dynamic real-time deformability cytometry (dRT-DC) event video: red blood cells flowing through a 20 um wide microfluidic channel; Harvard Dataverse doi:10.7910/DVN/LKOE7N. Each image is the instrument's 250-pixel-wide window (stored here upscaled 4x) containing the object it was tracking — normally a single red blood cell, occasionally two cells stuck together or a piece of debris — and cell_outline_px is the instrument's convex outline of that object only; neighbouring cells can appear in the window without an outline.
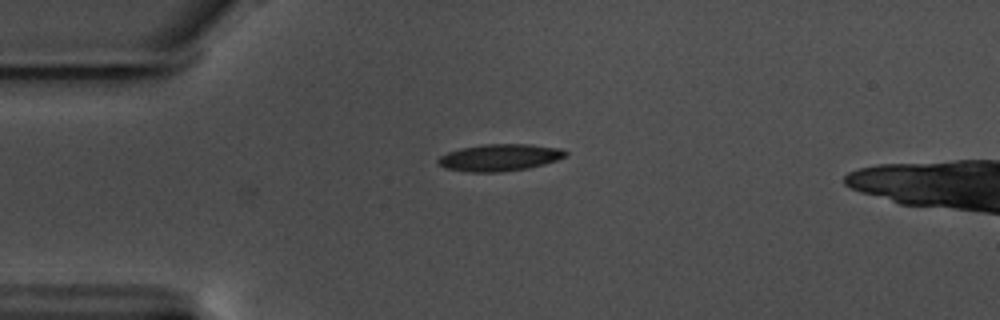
{"species": "common noctule bat (a hibernating species)", "species_latin": "Nyctalus noctula", "temperature_condition": "warm", "stored_images_in_passage": 21, "camera_frame_rate_fps": 3000, "um_per_image_px": 0.085, "animal": {"sex": "male", "body_mass_g": 17.5, "forearm_length_mm": 52.3}, "frame": {"image": 1, "passage_image": 1, "time_ms": 0.0, "image_size_px": [1000, 320], "cell_outline_px": [[568, 156], [544, 164], [528, 168], [500, 172], [468, 172], [444, 168], [436, 164], [436, 160], [440, 156], [448, 152], [460, 148], [484, 144], [532, 144], [560, 148], [568, 152]], "centroid_in_image_um": [42.45, 13.39], "position_along_channel_um": 42.5, "area_um2": 20.23}}
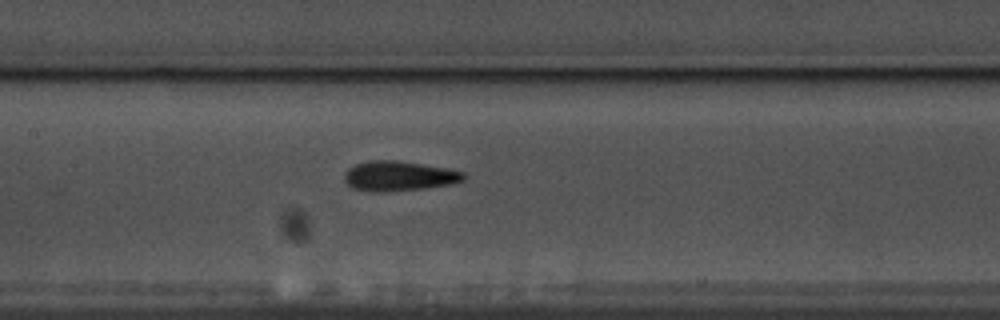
{"frame": {"image": 2, "passage_image": 14, "time_ms": 4.333, "image_size_px": [1000, 320], "cell_outline_px": [[464, 180], [448, 184], [424, 188], [384, 192], [372, 192], [352, 188], [344, 180], [344, 176], [348, 168], [356, 164], [368, 160], [400, 160], [448, 168], [464, 172]], "centroid_in_image_um": [33.88, 14.95], "position_along_channel_um": 173.5, "area_um2": 20.81}}
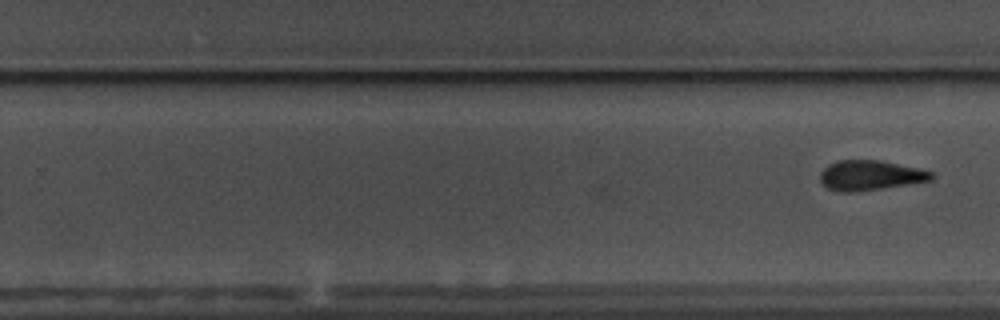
{"frame": {"image": 3, "passage_image": 21, "time_ms": 6.667, "image_size_px": [1000, 320], "cell_outline_px": [[936, 176], [932, 180], [908, 184], [856, 192], [840, 192], [828, 188], [820, 180], [820, 172], [828, 164], [836, 160], [880, 160], [920, 168], [936, 172]], "centroid_in_image_um": [74.01, 14.89], "position_along_channel_um": 255.8, "area_um2": 19.65}}